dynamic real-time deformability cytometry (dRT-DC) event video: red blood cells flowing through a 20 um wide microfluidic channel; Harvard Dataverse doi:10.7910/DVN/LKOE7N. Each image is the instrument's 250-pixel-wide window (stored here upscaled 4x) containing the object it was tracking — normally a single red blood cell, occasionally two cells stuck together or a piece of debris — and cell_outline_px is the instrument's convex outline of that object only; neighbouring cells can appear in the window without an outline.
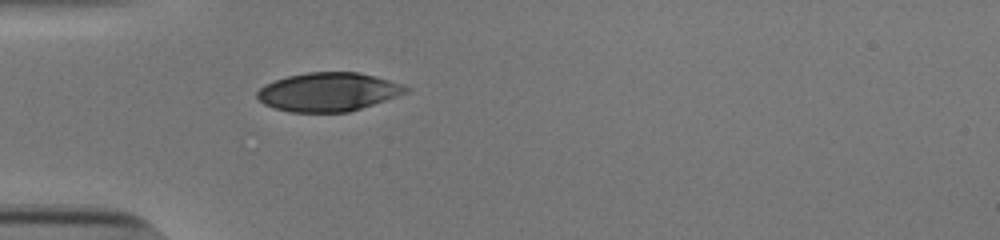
{"species": "human", "species_latin": "Homo sapiens", "temperature_condition": "cold", "stored_images_in_passage": 32, "camera_frame_rate_fps": 3000, "um_per_image_px": 0.085, "donor": {"sex": "male"}, "frame": {"image": 1, "passage_image": 1, "time_ms": 0.0, "image_size_px": [1000, 240], "cell_outline_px": [[408, 92], [348, 112], [288, 112], [272, 108], [264, 104], [256, 96], [256, 92], [264, 84], [288, 76], [308, 72], [360, 72], [376, 76], [404, 84], [408, 88]], "centroid_in_image_um": [27.87, 7.81], "position_along_channel_um": 57.1, "area_um2": 33.47}}
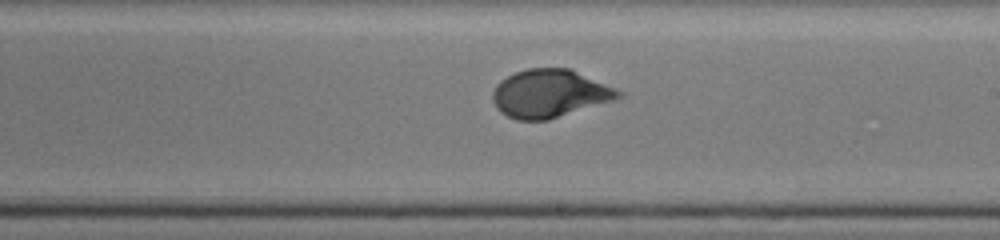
{"frame": {"image": 2, "passage_image": 16, "time_ms": 5.0, "image_size_px": [1000, 240], "cell_outline_px": [[624, 96], [612, 100], [548, 120], [516, 120], [500, 112], [496, 108], [492, 100], [492, 92], [496, 84], [500, 80], [516, 72], [528, 68], [568, 68], [616, 88], [624, 92]], "centroid_in_image_um": [46.69, 7.95], "position_along_channel_um": 242.3, "area_um2": 35.03}}
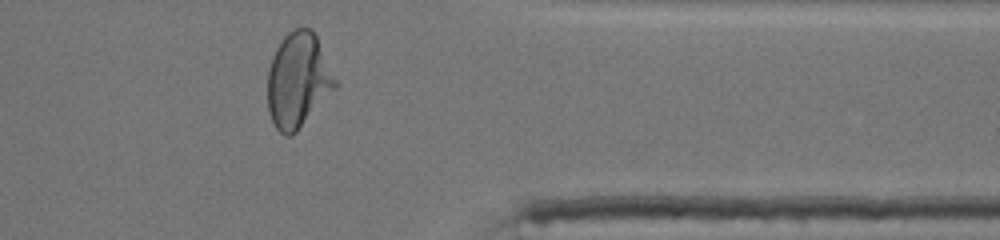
{"frame": {"image": 3, "passage_image": 28, "time_ms": 9.0, "image_size_px": [1000, 240], "cell_outline_px": [[336, 88], [296, 132], [292, 136], [284, 136], [276, 128], [268, 112], [268, 68], [272, 56], [276, 48], [284, 36], [292, 28], [312, 28], [316, 36], [336, 80]], "centroid_in_image_um": [25.31, 6.82], "position_along_channel_um": 386.1, "area_um2": 37.17}, "authors_computed_cell_mechanics": {"area_um2": 35.2291, "velocity_mm_per_s": 3.8636, "shape_relaxation_time_tau1_ms": 3.807, "shape_relaxation_time_tau2_ms": null, "deformation_change_tau1": 0.1891, "deformation_change_tau2": null}}